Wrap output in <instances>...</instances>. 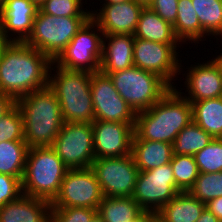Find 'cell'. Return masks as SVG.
I'll return each instance as SVG.
<instances>
[{"instance_id": "cell-1", "label": "cell", "mask_w": 222, "mask_h": 222, "mask_svg": "<svg viewBox=\"0 0 222 222\" xmlns=\"http://www.w3.org/2000/svg\"><path fill=\"white\" fill-rule=\"evenodd\" d=\"M52 63L25 42H7L0 51V92L17 100L48 87Z\"/></svg>"}, {"instance_id": "cell-2", "label": "cell", "mask_w": 222, "mask_h": 222, "mask_svg": "<svg viewBox=\"0 0 222 222\" xmlns=\"http://www.w3.org/2000/svg\"><path fill=\"white\" fill-rule=\"evenodd\" d=\"M180 91L174 86L150 109L137 112L132 140L174 142L178 133L193 121L192 105Z\"/></svg>"}, {"instance_id": "cell-3", "label": "cell", "mask_w": 222, "mask_h": 222, "mask_svg": "<svg viewBox=\"0 0 222 222\" xmlns=\"http://www.w3.org/2000/svg\"><path fill=\"white\" fill-rule=\"evenodd\" d=\"M15 104L22 115L28 147L52 146L64 124L55 93L46 87L20 97Z\"/></svg>"}, {"instance_id": "cell-4", "label": "cell", "mask_w": 222, "mask_h": 222, "mask_svg": "<svg viewBox=\"0 0 222 222\" xmlns=\"http://www.w3.org/2000/svg\"><path fill=\"white\" fill-rule=\"evenodd\" d=\"M91 74L87 71L67 70L52 63L48 87L59 101L64 122H94Z\"/></svg>"}, {"instance_id": "cell-5", "label": "cell", "mask_w": 222, "mask_h": 222, "mask_svg": "<svg viewBox=\"0 0 222 222\" xmlns=\"http://www.w3.org/2000/svg\"><path fill=\"white\" fill-rule=\"evenodd\" d=\"M68 170L51 146L30 147L26 156L22 193L52 202Z\"/></svg>"}, {"instance_id": "cell-6", "label": "cell", "mask_w": 222, "mask_h": 222, "mask_svg": "<svg viewBox=\"0 0 222 222\" xmlns=\"http://www.w3.org/2000/svg\"><path fill=\"white\" fill-rule=\"evenodd\" d=\"M105 74L109 75L119 95L136 113L150 109L172 89L159 75L136 66Z\"/></svg>"}, {"instance_id": "cell-7", "label": "cell", "mask_w": 222, "mask_h": 222, "mask_svg": "<svg viewBox=\"0 0 222 222\" xmlns=\"http://www.w3.org/2000/svg\"><path fill=\"white\" fill-rule=\"evenodd\" d=\"M90 17H56L39 10L25 43L54 61Z\"/></svg>"}, {"instance_id": "cell-8", "label": "cell", "mask_w": 222, "mask_h": 222, "mask_svg": "<svg viewBox=\"0 0 222 222\" xmlns=\"http://www.w3.org/2000/svg\"><path fill=\"white\" fill-rule=\"evenodd\" d=\"M103 32L90 17L53 63L67 70L100 71Z\"/></svg>"}, {"instance_id": "cell-9", "label": "cell", "mask_w": 222, "mask_h": 222, "mask_svg": "<svg viewBox=\"0 0 222 222\" xmlns=\"http://www.w3.org/2000/svg\"><path fill=\"white\" fill-rule=\"evenodd\" d=\"M179 192L171 164H165L149 171H139L132 198L145 211L156 214Z\"/></svg>"}, {"instance_id": "cell-10", "label": "cell", "mask_w": 222, "mask_h": 222, "mask_svg": "<svg viewBox=\"0 0 222 222\" xmlns=\"http://www.w3.org/2000/svg\"><path fill=\"white\" fill-rule=\"evenodd\" d=\"M51 147L68 169L91 167L95 160L92 123L64 122Z\"/></svg>"}, {"instance_id": "cell-11", "label": "cell", "mask_w": 222, "mask_h": 222, "mask_svg": "<svg viewBox=\"0 0 222 222\" xmlns=\"http://www.w3.org/2000/svg\"><path fill=\"white\" fill-rule=\"evenodd\" d=\"M103 197L91 167L69 169L62 180L58 195L51 202V207H85L97 210Z\"/></svg>"}, {"instance_id": "cell-12", "label": "cell", "mask_w": 222, "mask_h": 222, "mask_svg": "<svg viewBox=\"0 0 222 222\" xmlns=\"http://www.w3.org/2000/svg\"><path fill=\"white\" fill-rule=\"evenodd\" d=\"M91 168L95 172L103 196L132 197L139 173L132 154L95 159Z\"/></svg>"}, {"instance_id": "cell-13", "label": "cell", "mask_w": 222, "mask_h": 222, "mask_svg": "<svg viewBox=\"0 0 222 222\" xmlns=\"http://www.w3.org/2000/svg\"><path fill=\"white\" fill-rule=\"evenodd\" d=\"M177 47L181 46L134 38V66L159 75L174 88V81L179 80L176 77L183 67Z\"/></svg>"}, {"instance_id": "cell-14", "label": "cell", "mask_w": 222, "mask_h": 222, "mask_svg": "<svg viewBox=\"0 0 222 222\" xmlns=\"http://www.w3.org/2000/svg\"><path fill=\"white\" fill-rule=\"evenodd\" d=\"M91 94L95 120L135 123L137 113L119 95L108 74H91Z\"/></svg>"}, {"instance_id": "cell-15", "label": "cell", "mask_w": 222, "mask_h": 222, "mask_svg": "<svg viewBox=\"0 0 222 222\" xmlns=\"http://www.w3.org/2000/svg\"><path fill=\"white\" fill-rule=\"evenodd\" d=\"M134 127L135 123L94 120L92 128L95 159L131 154Z\"/></svg>"}, {"instance_id": "cell-16", "label": "cell", "mask_w": 222, "mask_h": 222, "mask_svg": "<svg viewBox=\"0 0 222 222\" xmlns=\"http://www.w3.org/2000/svg\"><path fill=\"white\" fill-rule=\"evenodd\" d=\"M91 11V18L98 24L103 35L135 33L140 14L145 7L142 3L128 0L119 4H101ZM98 11V12H97Z\"/></svg>"}, {"instance_id": "cell-17", "label": "cell", "mask_w": 222, "mask_h": 222, "mask_svg": "<svg viewBox=\"0 0 222 222\" xmlns=\"http://www.w3.org/2000/svg\"><path fill=\"white\" fill-rule=\"evenodd\" d=\"M195 64L187 70L184 87L188 93L182 97L189 102L222 97V66L217 59Z\"/></svg>"}, {"instance_id": "cell-18", "label": "cell", "mask_w": 222, "mask_h": 222, "mask_svg": "<svg viewBox=\"0 0 222 222\" xmlns=\"http://www.w3.org/2000/svg\"><path fill=\"white\" fill-rule=\"evenodd\" d=\"M38 9V5L31 0H4L0 13L3 38L7 42H25L32 33Z\"/></svg>"}, {"instance_id": "cell-19", "label": "cell", "mask_w": 222, "mask_h": 222, "mask_svg": "<svg viewBox=\"0 0 222 222\" xmlns=\"http://www.w3.org/2000/svg\"><path fill=\"white\" fill-rule=\"evenodd\" d=\"M134 38L131 34L103 35L100 71L114 73L134 66Z\"/></svg>"}, {"instance_id": "cell-20", "label": "cell", "mask_w": 222, "mask_h": 222, "mask_svg": "<svg viewBox=\"0 0 222 222\" xmlns=\"http://www.w3.org/2000/svg\"><path fill=\"white\" fill-rule=\"evenodd\" d=\"M51 202L22 194L0 207V222H51Z\"/></svg>"}, {"instance_id": "cell-21", "label": "cell", "mask_w": 222, "mask_h": 222, "mask_svg": "<svg viewBox=\"0 0 222 222\" xmlns=\"http://www.w3.org/2000/svg\"><path fill=\"white\" fill-rule=\"evenodd\" d=\"M131 154L139 171H149L169 164L173 149L172 144L162 141L132 140Z\"/></svg>"}, {"instance_id": "cell-22", "label": "cell", "mask_w": 222, "mask_h": 222, "mask_svg": "<svg viewBox=\"0 0 222 222\" xmlns=\"http://www.w3.org/2000/svg\"><path fill=\"white\" fill-rule=\"evenodd\" d=\"M133 35L135 38L142 40L181 46L180 41L174 34L173 26L148 6L143 8Z\"/></svg>"}, {"instance_id": "cell-23", "label": "cell", "mask_w": 222, "mask_h": 222, "mask_svg": "<svg viewBox=\"0 0 222 222\" xmlns=\"http://www.w3.org/2000/svg\"><path fill=\"white\" fill-rule=\"evenodd\" d=\"M204 209L205 203L189 192H179L156 215L164 222H196Z\"/></svg>"}, {"instance_id": "cell-24", "label": "cell", "mask_w": 222, "mask_h": 222, "mask_svg": "<svg viewBox=\"0 0 222 222\" xmlns=\"http://www.w3.org/2000/svg\"><path fill=\"white\" fill-rule=\"evenodd\" d=\"M144 212L132 197L104 196L97 209L103 222H131Z\"/></svg>"}, {"instance_id": "cell-25", "label": "cell", "mask_w": 222, "mask_h": 222, "mask_svg": "<svg viewBox=\"0 0 222 222\" xmlns=\"http://www.w3.org/2000/svg\"><path fill=\"white\" fill-rule=\"evenodd\" d=\"M190 103L193 121L213 138H222V97Z\"/></svg>"}, {"instance_id": "cell-26", "label": "cell", "mask_w": 222, "mask_h": 222, "mask_svg": "<svg viewBox=\"0 0 222 222\" xmlns=\"http://www.w3.org/2000/svg\"><path fill=\"white\" fill-rule=\"evenodd\" d=\"M172 26L181 44H188L187 41L199 44V41H203L202 27L191 0H178L177 18Z\"/></svg>"}, {"instance_id": "cell-27", "label": "cell", "mask_w": 222, "mask_h": 222, "mask_svg": "<svg viewBox=\"0 0 222 222\" xmlns=\"http://www.w3.org/2000/svg\"><path fill=\"white\" fill-rule=\"evenodd\" d=\"M28 145L25 141H3L0 143V174L23 179Z\"/></svg>"}, {"instance_id": "cell-28", "label": "cell", "mask_w": 222, "mask_h": 222, "mask_svg": "<svg viewBox=\"0 0 222 222\" xmlns=\"http://www.w3.org/2000/svg\"><path fill=\"white\" fill-rule=\"evenodd\" d=\"M191 1L202 27L203 40L205 41L209 35L211 37L215 36L216 39H218L219 36V38L222 39V0Z\"/></svg>"}, {"instance_id": "cell-29", "label": "cell", "mask_w": 222, "mask_h": 222, "mask_svg": "<svg viewBox=\"0 0 222 222\" xmlns=\"http://www.w3.org/2000/svg\"><path fill=\"white\" fill-rule=\"evenodd\" d=\"M214 138L191 121L184 127L172 143L173 155H195L204 149Z\"/></svg>"}, {"instance_id": "cell-30", "label": "cell", "mask_w": 222, "mask_h": 222, "mask_svg": "<svg viewBox=\"0 0 222 222\" xmlns=\"http://www.w3.org/2000/svg\"><path fill=\"white\" fill-rule=\"evenodd\" d=\"M176 186L188 192L198 175V167L193 155H173L170 162Z\"/></svg>"}, {"instance_id": "cell-31", "label": "cell", "mask_w": 222, "mask_h": 222, "mask_svg": "<svg viewBox=\"0 0 222 222\" xmlns=\"http://www.w3.org/2000/svg\"><path fill=\"white\" fill-rule=\"evenodd\" d=\"M188 192L205 204L212 199L222 197V171L199 173Z\"/></svg>"}, {"instance_id": "cell-32", "label": "cell", "mask_w": 222, "mask_h": 222, "mask_svg": "<svg viewBox=\"0 0 222 222\" xmlns=\"http://www.w3.org/2000/svg\"><path fill=\"white\" fill-rule=\"evenodd\" d=\"M82 1L84 0H44L38 10L56 17H91V10L83 9Z\"/></svg>"}, {"instance_id": "cell-33", "label": "cell", "mask_w": 222, "mask_h": 222, "mask_svg": "<svg viewBox=\"0 0 222 222\" xmlns=\"http://www.w3.org/2000/svg\"><path fill=\"white\" fill-rule=\"evenodd\" d=\"M199 173L222 171V138H214L204 149L194 155Z\"/></svg>"}, {"instance_id": "cell-34", "label": "cell", "mask_w": 222, "mask_h": 222, "mask_svg": "<svg viewBox=\"0 0 222 222\" xmlns=\"http://www.w3.org/2000/svg\"><path fill=\"white\" fill-rule=\"evenodd\" d=\"M3 141H24L23 119L16 104L0 118V143Z\"/></svg>"}, {"instance_id": "cell-35", "label": "cell", "mask_w": 222, "mask_h": 222, "mask_svg": "<svg viewBox=\"0 0 222 222\" xmlns=\"http://www.w3.org/2000/svg\"><path fill=\"white\" fill-rule=\"evenodd\" d=\"M97 210L85 207L52 208L51 222H91Z\"/></svg>"}, {"instance_id": "cell-36", "label": "cell", "mask_w": 222, "mask_h": 222, "mask_svg": "<svg viewBox=\"0 0 222 222\" xmlns=\"http://www.w3.org/2000/svg\"><path fill=\"white\" fill-rule=\"evenodd\" d=\"M22 181L8 174H0V207L22 195Z\"/></svg>"}, {"instance_id": "cell-37", "label": "cell", "mask_w": 222, "mask_h": 222, "mask_svg": "<svg viewBox=\"0 0 222 222\" xmlns=\"http://www.w3.org/2000/svg\"><path fill=\"white\" fill-rule=\"evenodd\" d=\"M148 7L171 25L175 23L178 0H152Z\"/></svg>"}, {"instance_id": "cell-38", "label": "cell", "mask_w": 222, "mask_h": 222, "mask_svg": "<svg viewBox=\"0 0 222 222\" xmlns=\"http://www.w3.org/2000/svg\"><path fill=\"white\" fill-rule=\"evenodd\" d=\"M205 207L222 222V197L208 201Z\"/></svg>"}, {"instance_id": "cell-39", "label": "cell", "mask_w": 222, "mask_h": 222, "mask_svg": "<svg viewBox=\"0 0 222 222\" xmlns=\"http://www.w3.org/2000/svg\"><path fill=\"white\" fill-rule=\"evenodd\" d=\"M14 105L15 100L11 96L0 92V118L4 116Z\"/></svg>"}, {"instance_id": "cell-40", "label": "cell", "mask_w": 222, "mask_h": 222, "mask_svg": "<svg viewBox=\"0 0 222 222\" xmlns=\"http://www.w3.org/2000/svg\"><path fill=\"white\" fill-rule=\"evenodd\" d=\"M196 222H221L206 207L202 211L200 218Z\"/></svg>"}, {"instance_id": "cell-41", "label": "cell", "mask_w": 222, "mask_h": 222, "mask_svg": "<svg viewBox=\"0 0 222 222\" xmlns=\"http://www.w3.org/2000/svg\"><path fill=\"white\" fill-rule=\"evenodd\" d=\"M131 222H149V212H144L138 219Z\"/></svg>"}, {"instance_id": "cell-42", "label": "cell", "mask_w": 222, "mask_h": 222, "mask_svg": "<svg viewBox=\"0 0 222 222\" xmlns=\"http://www.w3.org/2000/svg\"><path fill=\"white\" fill-rule=\"evenodd\" d=\"M149 222H164V221L156 214L149 213Z\"/></svg>"}, {"instance_id": "cell-43", "label": "cell", "mask_w": 222, "mask_h": 222, "mask_svg": "<svg viewBox=\"0 0 222 222\" xmlns=\"http://www.w3.org/2000/svg\"><path fill=\"white\" fill-rule=\"evenodd\" d=\"M128 0H104L103 4H119Z\"/></svg>"}, {"instance_id": "cell-44", "label": "cell", "mask_w": 222, "mask_h": 222, "mask_svg": "<svg viewBox=\"0 0 222 222\" xmlns=\"http://www.w3.org/2000/svg\"><path fill=\"white\" fill-rule=\"evenodd\" d=\"M7 43V41L3 38L1 32H0V51L1 48Z\"/></svg>"}, {"instance_id": "cell-45", "label": "cell", "mask_w": 222, "mask_h": 222, "mask_svg": "<svg viewBox=\"0 0 222 222\" xmlns=\"http://www.w3.org/2000/svg\"><path fill=\"white\" fill-rule=\"evenodd\" d=\"M136 2L142 3L145 6H148V4L152 1V0H134Z\"/></svg>"}, {"instance_id": "cell-46", "label": "cell", "mask_w": 222, "mask_h": 222, "mask_svg": "<svg viewBox=\"0 0 222 222\" xmlns=\"http://www.w3.org/2000/svg\"><path fill=\"white\" fill-rule=\"evenodd\" d=\"M91 222H103V221L98 215H96Z\"/></svg>"}, {"instance_id": "cell-47", "label": "cell", "mask_w": 222, "mask_h": 222, "mask_svg": "<svg viewBox=\"0 0 222 222\" xmlns=\"http://www.w3.org/2000/svg\"><path fill=\"white\" fill-rule=\"evenodd\" d=\"M215 58L217 59V61H218V62L221 64V66H222V53H220L219 55H217Z\"/></svg>"}, {"instance_id": "cell-48", "label": "cell", "mask_w": 222, "mask_h": 222, "mask_svg": "<svg viewBox=\"0 0 222 222\" xmlns=\"http://www.w3.org/2000/svg\"><path fill=\"white\" fill-rule=\"evenodd\" d=\"M31 1L35 2L39 6L44 0H31Z\"/></svg>"}, {"instance_id": "cell-49", "label": "cell", "mask_w": 222, "mask_h": 222, "mask_svg": "<svg viewBox=\"0 0 222 222\" xmlns=\"http://www.w3.org/2000/svg\"><path fill=\"white\" fill-rule=\"evenodd\" d=\"M3 5H4V0H0V13L2 11Z\"/></svg>"}]
</instances>
